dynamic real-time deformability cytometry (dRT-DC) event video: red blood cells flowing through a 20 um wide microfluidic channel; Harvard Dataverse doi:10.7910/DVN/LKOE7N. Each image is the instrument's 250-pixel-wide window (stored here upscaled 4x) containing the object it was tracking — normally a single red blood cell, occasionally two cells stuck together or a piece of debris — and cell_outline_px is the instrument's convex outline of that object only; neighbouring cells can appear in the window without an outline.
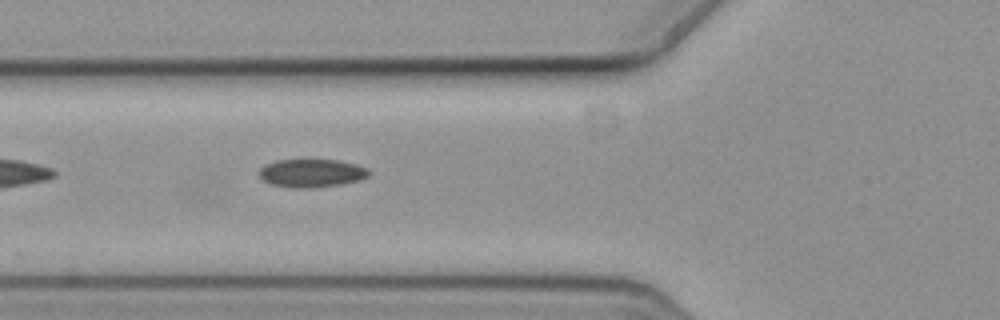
{"species": "common noctule bat (a hibernating species)", "species_latin": "Nyctalus noctula", "temperature_condition": "cold", "stored_images_in_passage": 4, "camera_frame_rate_fps": 3000, "um_per_image_px": 0.085, "animal": {"sex": "female", "body_mass_g": 19.3, "forearm_length_mm": 54.1}, "frame": {"image": 1, "passage_image": 4, "time_ms": 1.0, "image_size_px": [1000, 320], "cell_outline_px": [[368, 176], [360, 180], [340, 184], [312, 188], [292, 188], [272, 184], [264, 180], [256, 172], [264, 164], [276, 160], [340, 160], [356, 164], [368, 168]], "centroid_in_image_um": [26.46, 14.71], "position_along_channel_um": 99.3, "area_um2": 18.09}}